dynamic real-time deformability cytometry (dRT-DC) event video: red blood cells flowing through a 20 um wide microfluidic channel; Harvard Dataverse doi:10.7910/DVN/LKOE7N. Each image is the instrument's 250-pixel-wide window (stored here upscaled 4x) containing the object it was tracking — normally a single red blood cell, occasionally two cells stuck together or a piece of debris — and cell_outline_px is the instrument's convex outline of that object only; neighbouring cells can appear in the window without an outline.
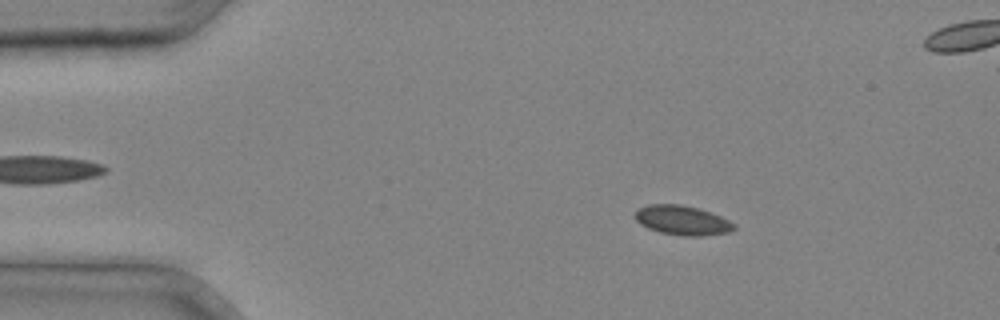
{"species": "common noctule bat (a hibernating species)", "species_latin": "Nyctalus noctula", "temperature_condition": "cold", "stored_images_in_passage": 35, "camera_frame_rate_fps": 3000, "um_per_image_px": 0.085, "animal": {"sex": "male", "body_mass_g": 20.4}, "frame": {"image": 1, "passage_image": 4, "time_ms": 1.0, "image_size_px": [1000, 320], "cell_outline_px": [[736, 228], [728, 232], [700, 236], [684, 236], [660, 232], [648, 228], [640, 224], [636, 220], [636, 212], [640, 208], [648, 204], [680, 204], [696, 208], [720, 216], [736, 224]], "centroid_in_image_um": [58.0, 18.73], "position_along_channel_um": 27.0, "area_um2": 16.76}}
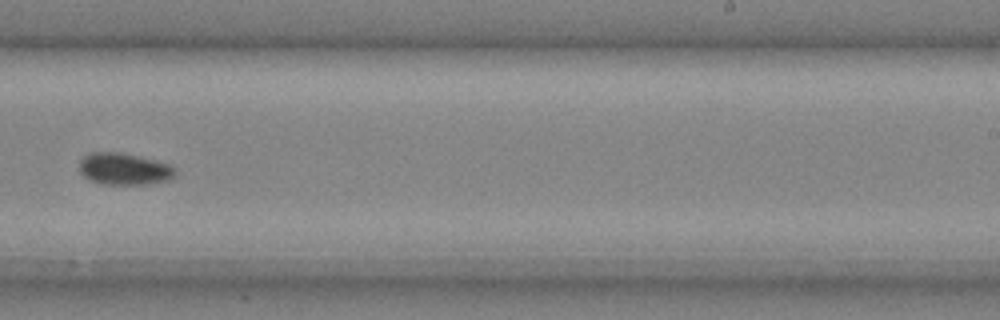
{"frame": {"image": 2, "passage_image": 22, "time_ms": 7.0, "image_size_px": [1000, 320], "cell_outline_px": [[176, 176], [168, 180], [148, 184], [100, 184], [84, 176], [80, 172], [80, 160], [84, 156], [92, 152], [120, 152], [168, 164], [176, 168]], "centroid_in_image_um": [10.56, 14.37], "position_along_channel_um": 278.4, "area_um2": 17.63}}
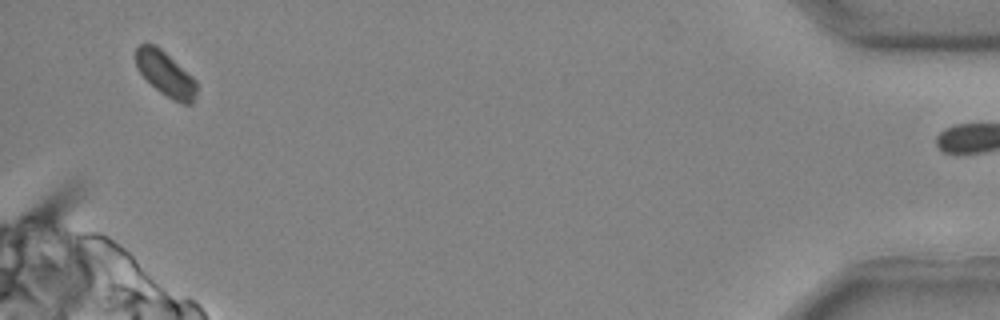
{"frame": {"image": 3, "passage_image": 34, "time_ms": 11.0, "image_size_px": [1000, 320], "cell_outline_px": [[196, 96], [192, 104], [184, 104], [172, 100], [160, 92], [136, 68], [136, 48], [140, 44], [156, 44], [192, 76], [196, 80]], "centroid_in_image_um": [14.08, 6.28], "position_along_channel_um": 421.1, "area_um2": 15.66}}